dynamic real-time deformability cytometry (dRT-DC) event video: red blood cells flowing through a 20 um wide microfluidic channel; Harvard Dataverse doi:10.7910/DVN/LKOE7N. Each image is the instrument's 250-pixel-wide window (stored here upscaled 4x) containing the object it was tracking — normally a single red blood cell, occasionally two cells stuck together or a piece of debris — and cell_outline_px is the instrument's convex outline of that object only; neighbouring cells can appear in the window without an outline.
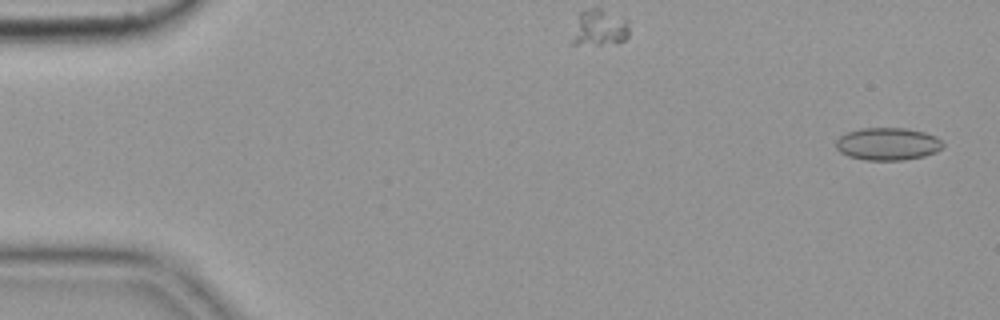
{"species": "common noctule bat (a hibernating species)", "species_latin": "Nyctalus noctula", "temperature_condition": "cold", "stored_images_in_passage": 55, "camera_frame_rate_fps": 3000, "um_per_image_px": 0.085, "animal": {"sex": "female", "body_mass_g": 19.9}, "frame": {"image": 1, "passage_image": 2, "time_ms": 0.333, "image_size_px": [1000, 320], "cell_outline_px": [[944, 148], [936, 152], [924, 156], [904, 160], [864, 160], [848, 156], [840, 152], [836, 148], [836, 140], [840, 136], [848, 132], [860, 128], [908, 128], [924, 132], [936, 136], [944, 144]], "centroid_in_image_um": [75.47, 12.23], "position_along_channel_um": 9.5, "area_um2": 20.46}}
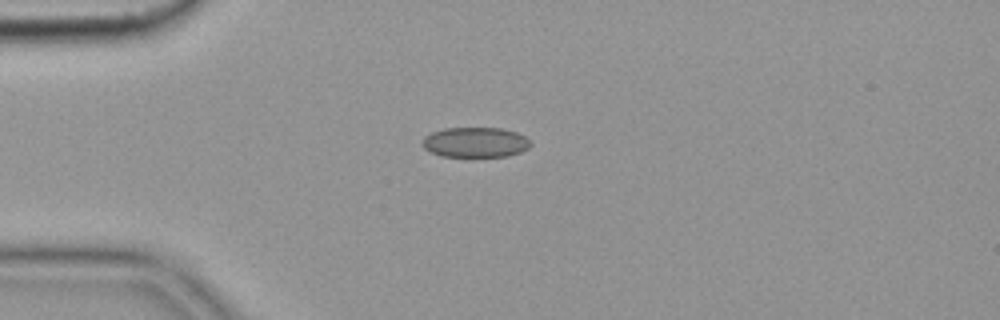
{"frame": {"image": 2, "passage_image": 14, "time_ms": 4.333, "image_size_px": [1000, 320], "cell_outline_px": [[532, 144], [528, 148], [520, 152], [508, 156], [440, 156], [428, 152], [420, 144], [420, 140], [424, 136], [432, 132], [444, 128], [500, 128], [516, 132], [524, 136]], "centroid_in_image_um": [40.34, 12.09], "position_along_channel_um": 44.7, "area_um2": 19.13}}
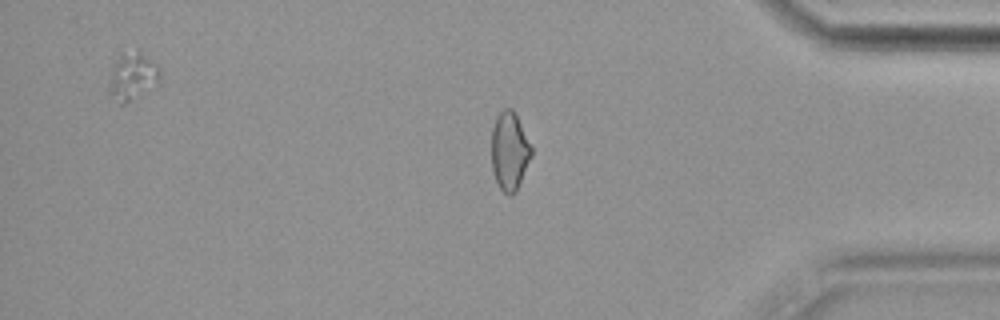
{"frame": {"image": 3, "passage_image": 46, "time_ms": 15.0, "image_size_px": [1000, 320], "cell_outline_px": [[532, 156], [516, 192], [512, 196], [508, 196], [500, 188], [496, 180], [492, 168], [492, 128], [496, 116], [504, 108], [512, 108], [532, 148]], "centroid_in_image_um": [43.31, 12.87], "position_along_channel_um": 391.9, "area_um2": 18.09}, "authors_computed_cell_mechanics": {"area_um2": 18.9584, "velocity_mm_per_s": 3.6466, "shape_relaxation_time_tau1_ms": null, "shape_relaxation_time_tau2_ms": 3.9027, "deformation_change_tau1": null, "deformation_change_tau2": 0.0874}}